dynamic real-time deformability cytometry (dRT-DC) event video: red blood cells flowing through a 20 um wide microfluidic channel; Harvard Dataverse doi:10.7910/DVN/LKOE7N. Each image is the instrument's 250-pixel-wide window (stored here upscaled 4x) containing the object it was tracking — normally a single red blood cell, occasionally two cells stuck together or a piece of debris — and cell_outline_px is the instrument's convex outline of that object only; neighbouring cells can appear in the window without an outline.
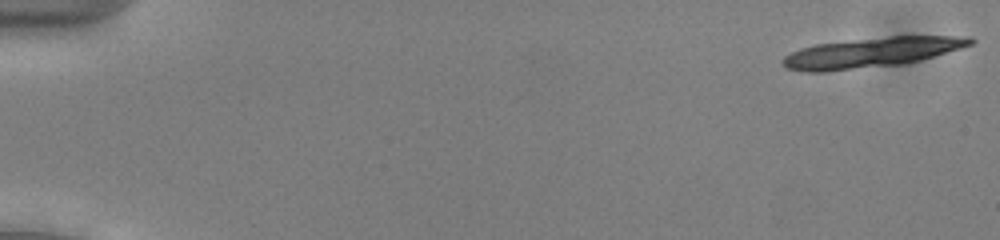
{"species": "common noctule bat (a hibernating species)", "species_latin": "Nyctalus noctula", "temperature_condition": "cold", "stored_images_in_passage": 19, "camera_frame_rate_fps": 3000, "um_per_image_px": 0.085, "animal": {"sex": "male", "body_mass_g": 13.0, "forearm_length_mm": 53.1}, "frame": {"image": 1, "passage_image": 1, "time_ms": 0.0, "image_size_px": [1000, 240], "cell_outline_px": [[976, 40], [972, 44], [960, 48], [920, 60], [900, 64], [828, 72], [808, 72], [788, 68], [780, 60], [784, 56], [800, 48], [816, 44], [892, 36], [972, 36]], "centroid_in_image_um": [74.07, 4.46], "position_along_channel_um": 10.9, "area_um2": 32.48}}